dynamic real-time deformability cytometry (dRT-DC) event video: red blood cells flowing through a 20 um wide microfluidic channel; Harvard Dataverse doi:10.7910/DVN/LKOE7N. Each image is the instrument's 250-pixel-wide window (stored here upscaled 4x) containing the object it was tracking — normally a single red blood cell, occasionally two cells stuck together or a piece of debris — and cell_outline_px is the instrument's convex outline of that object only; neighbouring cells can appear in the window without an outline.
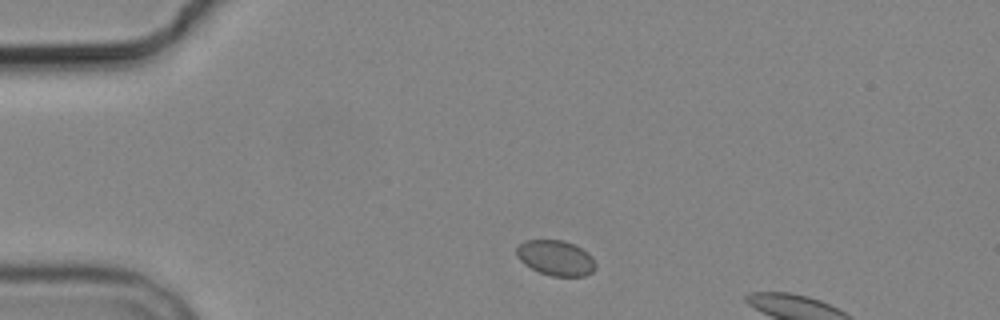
{"species": "common noctule bat (a hibernating species)", "species_latin": "Nyctalus noctula", "temperature_condition": "cold", "stored_images_in_passage": 2, "camera_frame_rate_fps": 3000, "um_per_image_px": 0.085, "animal": {"sex": "male", "body_mass_g": 19.2, "forearm_length_mm": 51.8}, "frame": {"image": 1, "passage_image": 1, "time_ms": 0.0, "image_size_px": [1000, 320], "cell_outline_px": [[596, 268], [592, 272], [584, 276], [552, 276], [540, 272], [524, 264], [516, 256], [516, 248], [524, 240], [564, 240], [588, 252], [592, 256], [596, 264]], "centroid_in_image_um": [47.24, 21.92], "position_along_channel_um": 37.8, "area_um2": 16.24}}